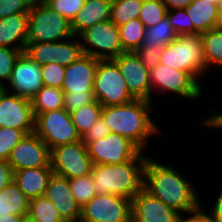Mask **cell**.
Wrapping results in <instances>:
<instances>
[{"label": "cell", "mask_w": 222, "mask_h": 222, "mask_svg": "<svg viewBox=\"0 0 222 222\" xmlns=\"http://www.w3.org/2000/svg\"><path fill=\"white\" fill-rule=\"evenodd\" d=\"M185 11L193 23V34H201L220 26L218 5L194 0Z\"/></svg>", "instance_id": "24"}, {"label": "cell", "mask_w": 222, "mask_h": 222, "mask_svg": "<svg viewBox=\"0 0 222 222\" xmlns=\"http://www.w3.org/2000/svg\"><path fill=\"white\" fill-rule=\"evenodd\" d=\"M44 196L54 204L65 222L79 221L81 207L74 199L69 179L52 174Z\"/></svg>", "instance_id": "19"}, {"label": "cell", "mask_w": 222, "mask_h": 222, "mask_svg": "<svg viewBox=\"0 0 222 222\" xmlns=\"http://www.w3.org/2000/svg\"><path fill=\"white\" fill-rule=\"evenodd\" d=\"M165 46H152V45H141L135 53L140 58L142 63L149 70L160 63V57L163 53Z\"/></svg>", "instance_id": "41"}, {"label": "cell", "mask_w": 222, "mask_h": 222, "mask_svg": "<svg viewBox=\"0 0 222 222\" xmlns=\"http://www.w3.org/2000/svg\"><path fill=\"white\" fill-rule=\"evenodd\" d=\"M99 60L84 54L66 67L61 89L64 93L93 91V82Z\"/></svg>", "instance_id": "20"}, {"label": "cell", "mask_w": 222, "mask_h": 222, "mask_svg": "<svg viewBox=\"0 0 222 222\" xmlns=\"http://www.w3.org/2000/svg\"><path fill=\"white\" fill-rule=\"evenodd\" d=\"M29 200L13 181L0 191V218L9 214L27 216Z\"/></svg>", "instance_id": "25"}, {"label": "cell", "mask_w": 222, "mask_h": 222, "mask_svg": "<svg viewBox=\"0 0 222 222\" xmlns=\"http://www.w3.org/2000/svg\"><path fill=\"white\" fill-rule=\"evenodd\" d=\"M32 0H0V19L19 13H29Z\"/></svg>", "instance_id": "42"}, {"label": "cell", "mask_w": 222, "mask_h": 222, "mask_svg": "<svg viewBox=\"0 0 222 222\" xmlns=\"http://www.w3.org/2000/svg\"><path fill=\"white\" fill-rule=\"evenodd\" d=\"M47 0H32L33 3L46 2Z\"/></svg>", "instance_id": "54"}, {"label": "cell", "mask_w": 222, "mask_h": 222, "mask_svg": "<svg viewBox=\"0 0 222 222\" xmlns=\"http://www.w3.org/2000/svg\"><path fill=\"white\" fill-rule=\"evenodd\" d=\"M22 53L21 50L9 47H0V84L5 85L4 81H9L15 62Z\"/></svg>", "instance_id": "37"}, {"label": "cell", "mask_w": 222, "mask_h": 222, "mask_svg": "<svg viewBox=\"0 0 222 222\" xmlns=\"http://www.w3.org/2000/svg\"><path fill=\"white\" fill-rule=\"evenodd\" d=\"M201 206L200 204L195 210L189 212L192 215L190 218L184 219L180 213L177 222H215L210 214L204 213Z\"/></svg>", "instance_id": "45"}, {"label": "cell", "mask_w": 222, "mask_h": 222, "mask_svg": "<svg viewBox=\"0 0 222 222\" xmlns=\"http://www.w3.org/2000/svg\"><path fill=\"white\" fill-rule=\"evenodd\" d=\"M76 39L73 35L66 41L26 44L24 53L41 66L56 63L67 67L84 55L80 39Z\"/></svg>", "instance_id": "11"}, {"label": "cell", "mask_w": 222, "mask_h": 222, "mask_svg": "<svg viewBox=\"0 0 222 222\" xmlns=\"http://www.w3.org/2000/svg\"><path fill=\"white\" fill-rule=\"evenodd\" d=\"M27 33L28 13L13 14L0 19V47H9L24 52Z\"/></svg>", "instance_id": "21"}, {"label": "cell", "mask_w": 222, "mask_h": 222, "mask_svg": "<svg viewBox=\"0 0 222 222\" xmlns=\"http://www.w3.org/2000/svg\"><path fill=\"white\" fill-rule=\"evenodd\" d=\"M42 78L41 65L22 52L15 62L8 83L13 94L31 100L44 86Z\"/></svg>", "instance_id": "17"}, {"label": "cell", "mask_w": 222, "mask_h": 222, "mask_svg": "<svg viewBox=\"0 0 222 222\" xmlns=\"http://www.w3.org/2000/svg\"><path fill=\"white\" fill-rule=\"evenodd\" d=\"M80 222H132L131 199L96 194L80 209Z\"/></svg>", "instance_id": "10"}, {"label": "cell", "mask_w": 222, "mask_h": 222, "mask_svg": "<svg viewBox=\"0 0 222 222\" xmlns=\"http://www.w3.org/2000/svg\"><path fill=\"white\" fill-rule=\"evenodd\" d=\"M142 4L143 0H112L110 20L119 27L139 18Z\"/></svg>", "instance_id": "30"}, {"label": "cell", "mask_w": 222, "mask_h": 222, "mask_svg": "<svg viewBox=\"0 0 222 222\" xmlns=\"http://www.w3.org/2000/svg\"><path fill=\"white\" fill-rule=\"evenodd\" d=\"M145 26L139 18L119 26L120 41L124 52H135L145 37Z\"/></svg>", "instance_id": "29"}, {"label": "cell", "mask_w": 222, "mask_h": 222, "mask_svg": "<svg viewBox=\"0 0 222 222\" xmlns=\"http://www.w3.org/2000/svg\"><path fill=\"white\" fill-rule=\"evenodd\" d=\"M63 101V108L71 113L84 105L93 103L95 98L93 91H84L83 93H64Z\"/></svg>", "instance_id": "40"}, {"label": "cell", "mask_w": 222, "mask_h": 222, "mask_svg": "<svg viewBox=\"0 0 222 222\" xmlns=\"http://www.w3.org/2000/svg\"><path fill=\"white\" fill-rule=\"evenodd\" d=\"M8 163L14 171L26 168L51 167L50 150L41 138L32 132L26 134L15 145Z\"/></svg>", "instance_id": "16"}, {"label": "cell", "mask_w": 222, "mask_h": 222, "mask_svg": "<svg viewBox=\"0 0 222 222\" xmlns=\"http://www.w3.org/2000/svg\"><path fill=\"white\" fill-rule=\"evenodd\" d=\"M218 9H219L220 20H222V0H220L219 2Z\"/></svg>", "instance_id": "51"}, {"label": "cell", "mask_w": 222, "mask_h": 222, "mask_svg": "<svg viewBox=\"0 0 222 222\" xmlns=\"http://www.w3.org/2000/svg\"><path fill=\"white\" fill-rule=\"evenodd\" d=\"M185 178L174 168L148 157L144 168L143 189L178 213L188 214L201 203L193 183Z\"/></svg>", "instance_id": "1"}, {"label": "cell", "mask_w": 222, "mask_h": 222, "mask_svg": "<svg viewBox=\"0 0 222 222\" xmlns=\"http://www.w3.org/2000/svg\"><path fill=\"white\" fill-rule=\"evenodd\" d=\"M112 0H86L83 8L71 22V30L78 36L85 29L110 19Z\"/></svg>", "instance_id": "23"}, {"label": "cell", "mask_w": 222, "mask_h": 222, "mask_svg": "<svg viewBox=\"0 0 222 222\" xmlns=\"http://www.w3.org/2000/svg\"><path fill=\"white\" fill-rule=\"evenodd\" d=\"M166 17L178 36L193 34V23L185 9L168 10Z\"/></svg>", "instance_id": "38"}, {"label": "cell", "mask_w": 222, "mask_h": 222, "mask_svg": "<svg viewBox=\"0 0 222 222\" xmlns=\"http://www.w3.org/2000/svg\"><path fill=\"white\" fill-rule=\"evenodd\" d=\"M50 165L53 174L67 179L90 175L93 167L87 146L81 140L51 149Z\"/></svg>", "instance_id": "9"}, {"label": "cell", "mask_w": 222, "mask_h": 222, "mask_svg": "<svg viewBox=\"0 0 222 222\" xmlns=\"http://www.w3.org/2000/svg\"><path fill=\"white\" fill-rule=\"evenodd\" d=\"M78 37L84 42L81 43L83 53L98 60H113L124 53L119 27L110 19L85 29Z\"/></svg>", "instance_id": "8"}, {"label": "cell", "mask_w": 222, "mask_h": 222, "mask_svg": "<svg viewBox=\"0 0 222 222\" xmlns=\"http://www.w3.org/2000/svg\"><path fill=\"white\" fill-rule=\"evenodd\" d=\"M87 149L93 165L121 164L131 161L141 152L130 140L111 132L105 137L91 142Z\"/></svg>", "instance_id": "12"}, {"label": "cell", "mask_w": 222, "mask_h": 222, "mask_svg": "<svg viewBox=\"0 0 222 222\" xmlns=\"http://www.w3.org/2000/svg\"><path fill=\"white\" fill-rule=\"evenodd\" d=\"M110 133L109 127L105 119L101 116L84 135L81 141L88 146L91 142L97 141Z\"/></svg>", "instance_id": "43"}, {"label": "cell", "mask_w": 222, "mask_h": 222, "mask_svg": "<svg viewBox=\"0 0 222 222\" xmlns=\"http://www.w3.org/2000/svg\"><path fill=\"white\" fill-rule=\"evenodd\" d=\"M204 2H209V3H212V4H216V5H219V2L220 0H202Z\"/></svg>", "instance_id": "53"}, {"label": "cell", "mask_w": 222, "mask_h": 222, "mask_svg": "<svg viewBox=\"0 0 222 222\" xmlns=\"http://www.w3.org/2000/svg\"><path fill=\"white\" fill-rule=\"evenodd\" d=\"M69 184L74 199L80 207L85 205L96 195L92 174L69 179Z\"/></svg>", "instance_id": "33"}, {"label": "cell", "mask_w": 222, "mask_h": 222, "mask_svg": "<svg viewBox=\"0 0 222 222\" xmlns=\"http://www.w3.org/2000/svg\"><path fill=\"white\" fill-rule=\"evenodd\" d=\"M202 37V48L205 58V70L210 65L222 66V28H213L200 34Z\"/></svg>", "instance_id": "27"}, {"label": "cell", "mask_w": 222, "mask_h": 222, "mask_svg": "<svg viewBox=\"0 0 222 222\" xmlns=\"http://www.w3.org/2000/svg\"><path fill=\"white\" fill-rule=\"evenodd\" d=\"M14 181V169L8 161L0 160V191Z\"/></svg>", "instance_id": "44"}, {"label": "cell", "mask_w": 222, "mask_h": 222, "mask_svg": "<svg viewBox=\"0 0 222 222\" xmlns=\"http://www.w3.org/2000/svg\"><path fill=\"white\" fill-rule=\"evenodd\" d=\"M160 63L185 71L197 81V78L206 72L201 35H179L176 40L165 45Z\"/></svg>", "instance_id": "5"}, {"label": "cell", "mask_w": 222, "mask_h": 222, "mask_svg": "<svg viewBox=\"0 0 222 222\" xmlns=\"http://www.w3.org/2000/svg\"><path fill=\"white\" fill-rule=\"evenodd\" d=\"M51 167L26 168L14 171V181L28 199L44 196L52 176Z\"/></svg>", "instance_id": "22"}, {"label": "cell", "mask_w": 222, "mask_h": 222, "mask_svg": "<svg viewBox=\"0 0 222 222\" xmlns=\"http://www.w3.org/2000/svg\"><path fill=\"white\" fill-rule=\"evenodd\" d=\"M147 156L142 151L131 161L121 164H97L92 167L96 194H115L132 199L143 189Z\"/></svg>", "instance_id": "3"}, {"label": "cell", "mask_w": 222, "mask_h": 222, "mask_svg": "<svg viewBox=\"0 0 222 222\" xmlns=\"http://www.w3.org/2000/svg\"><path fill=\"white\" fill-rule=\"evenodd\" d=\"M166 14L163 0H143L139 20L145 27H152L163 20Z\"/></svg>", "instance_id": "34"}, {"label": "cell", "mask_w": 222, "mask_h": 222, "mask_svg": "<svg viewBox=\"0 0 222 222\" xmlns=\"http://www.w3.org/2000/svg\"><path fill=\"white\" fill-rule=\"evenodd\" d=\"M150 84L151 88H159L162 93L173 92L189 100L199 99L202 94L199 80L196 81L185 71L172 69L161 63L150 69Z\"/></svg>", "instance_id": "13"}, {"label": "cell", "mask_w": 222, "mask_h": 222, "mask_svg": "<svg viewBox=\"0 0 222 222\" xmlns=\"http://www.w3.org/2000/svg\"><path fill=\"white\" fill-rule=\"evenodd\" d=\"M27 216L35 222H65L54 204L45 196L29 200Z\"/></svg>", "instance_id": "28"}, {"label": "cell", "mask_w": 222, "mask_h": 222, "mask_svg": "<svg viewBox=\"0 0 222 222\" xmlns=\"http://www.w3.org/2000/svg\"><path fill=\"white\" fill-rule=\"evenodd\" d=\"M93 95L103 107L121 105L135 99L129 93L127 83L113 60H99L93 82Z\"/></svg>", "instance_id": "6"}, {"label": "cell", "mask_w": 222, "mask_h": 222, "mask_svg": "<svg viewBox=\"0 0 222 222\" xmlns=\"http://www.w3.org/2000/svg\"><path fill=\"white\" fill-rule=\"evenodd\" d=\"M178 38L172 24L165 17L152 27L145 28V37L142 45L165 46Z\"/></svg>", "instance_id": "32"}, {"label": "cell", "mask_w": 222, "mask_h": 222, "mask_svg": "<svg viewBox=\"0 0 222 222\" xmlns=\"http://www.w3.org/2000/svg\"><path fill=\"white\" fill-rule=\"evenodd\" d=\"M21 222H35L34 220H32L31 218H29L28 216H24L21 220Z\"/></svg>", "instance_id": "52"}, {"label": "cell", "mask_w": 222, "mask_h": 222, "mask_svg": "<svg viewBox=\"0 0 222 222\" xmlns=\"http://www.w3.org/2000/svg\"><path fill=\"white\" fill-rule=\"evenodd\" d=\"M64 92L61 88L43 86L31 99L33 114L63 108Z\"/></svg>", "instance_id": "26"}, {"label": "cell", "mask_w": 222, "mask_h": 222, "mask_svg": "<svg viewBox=\"0 0 222 222\" xmlns=\"http://www.w3.org/2000/svg\"><path fill=\"white\" fill-rule=\"evenodd\" d=\"M26 135L16 128H0V160L8 161L12 149Z\"/></svg>", "instance_id": "35"}, {"label": "cell", "mask_w": 222, "mask_h": 222, "mask_svg": "<svg viewBox=\"0 0 222 222\" xmlns=\"http://www.w3.org/2000/svg\"><path fill=\"white\" fill-rule=\"evenodd\" d=\"M217 110L213 109V115H211L208 119L203 120L201 124L203 126L211 127V128H219L222 129V113H217Z\"/></svg>", "instance_id": "46"}, {"label": "cell", "mask_w": 222, "mask_h": 222, "mask_svg": "<svg viewBox=\"0 0 222 222\" xmlns=\"http://www.w3.org/2000/svg\"><path fill=\"white\" fill-rule=\"evenodd\" d=\"M74 34L71 22L45 2L32 3L28 13L26 44L49 43L69 39Z\"/></svg>", "instance_id": "4"}, {"label": "cell", "mask_w": 222, "mask_h": 222, "mask_svg": "<svg viewBox=\"0 0 222 222\" xmlns=\"http://www.w3.org/2000/svg\"><path fill=\"white\" fill-rule=\"evenodd\" d=\"M7 89L8 87L6 85L0 84V98Z\"/></svg>", "instance_id": "50"}, {"label": "cell", "mask_w": 222, "mask_h": 222, "mask_svg": "<svg viewBox=\"0 0 222 222\" xmlns=\"http://www.w3.org/2000/svg\"><path fill=\"white\" fill-rule=\"evenodd\" d=\"M34 133L48 146L49 150L63 144L81 140L71 121L70 113L64 108L34 114Z\"/></svg>", "instance_id": "7"}, {"label": "cell", "mask_w": 222, "mask_h": 222, "mask_svg": "<svg viewBox=\"0 0 222 222\" xmlns=\"http://www.w3.org/2000/svg\"><path fill=\"white\" fill-rule=\"evenodd\" d=\"M102 108L103 106L95 100L70 113L71 121L81 137L101 117Z\"/></svg>", "instance_id": "31"}, {"label": "cell", "mask_w": 222, "mask_h": 222, "mask_svg": "<svg viewBox=\"0 0 222 222\" xmlns=\"http://www.w3.org/2000/svg\"><path fill=\"white\" fill-rule=\"evenodd\" d=\"M86 0H47L45 3L58 14L64 16L69 22L83 8Z\"/></svg>", "instance_id": "36"}, {"label": "cell", "mask_w": 222, "mask_h": 222, "mask_svg": "<svg viewBox=\"0 0 222 222\" xmlns=\"http://www.w3.org/2000/svg\"><path fill=\"white\" fill-rule=\"evenodd\" d=\"M217 197L216 203L209 214L215 222H222V189Z\"/></svg>", "instance_id": "47"}, {"label": "cell", "mask_w": 222, "mask_h": 222, "mask_svg": "<svg viewBox=\"0 0 222 222\" xmlns=\"http://www.w3.org/2000/svg\"><path fill=\"white\" fill-rule=\"evenodd\" d=\"M24 216L9 214V217L0 218V222H21Z\"/></svg>", "instance_id": "49"}, {"label": "cell", "mask_w": 222, "mask_h": 222, "mask_svg": "<svg viewBox=\"0 0 222 222\" xmlns=\"http://www.w3.org/2000/svg\"><path fill=\"white\" fill-rule=\"evenodd\" d=\"M121 75L127 83L129 93L135 99L151 102L152 88L150 84V70L142 63L135 52H124L113 59Z\"/></svg>", "instance_id": "14"}, {"label": "cell", "mask_w": 222, "mask_h": 222, "mask_svg": "<svg viewBox=\"0 0 222 222\" xmlns=\"http://www.w3.org/2000/svg\"><path fill=\"white\" fill-rule=\"evenodd\" d=\"M42 68V82L44 86L61 88L64 78L66 67L56 64H44Z\"/></svg>", "instance_id": "39"}, {"label": "cell", "mask_w": 222, "mask_h": 222, "mask_svg": "<svg viewBox=\"0 0 222 222\" xmlns=\"http://www.w3.org/2000/svg\"><path fill=\"white\" fill-rule=\"evenodd\" d=\"M163 1L168 11V10H174V9H185L194 0H163Z\"/></svg>", "instance_id": "48"}, {"label": "cell", "mask_w": 222, "mask_h": 222, "mask_svg": "<svg viewBox=\"0 0 222 222\" xmlns=\"http://www.w3.org/2000/svg\"><path fill=\"white\" fill-rule=\"evenodd\" d=\"M151 105L150 101L133 99L125 104L103 107L101 116L111 133L127 138L143 152L146 140L159 131L149 115Z\"/></svg>", "instance_id": "2"}, {"label": "cell", "mask_w": 222, "mask_h": 222, "mask_svg": "<svg viewBox=\"0 0 222 222\" xmlns=\"http://www.w3.org/2000/svg\"><path fill=\"white\" fill-rule=\"evenodd\" d=\"M34 114L31 100L9 93L0 98V128H16L26 134L34 132Z\"/></svg>", "instance_id": "15"}, {"label": "cell", "mask_w": 222, "mask_h": 222, "mask_svg": "<svg viewBox=\"0 0 222 222\" xmlns=\"http://www.w3.org/2000/svg\"><path fill=\"white\" fill-rule=\"evenodd\" d=\"M131 214L132 222H177L180 213L142 189L131 199Z\"/></svg>", "instance_id": "18"}]
</instances>
